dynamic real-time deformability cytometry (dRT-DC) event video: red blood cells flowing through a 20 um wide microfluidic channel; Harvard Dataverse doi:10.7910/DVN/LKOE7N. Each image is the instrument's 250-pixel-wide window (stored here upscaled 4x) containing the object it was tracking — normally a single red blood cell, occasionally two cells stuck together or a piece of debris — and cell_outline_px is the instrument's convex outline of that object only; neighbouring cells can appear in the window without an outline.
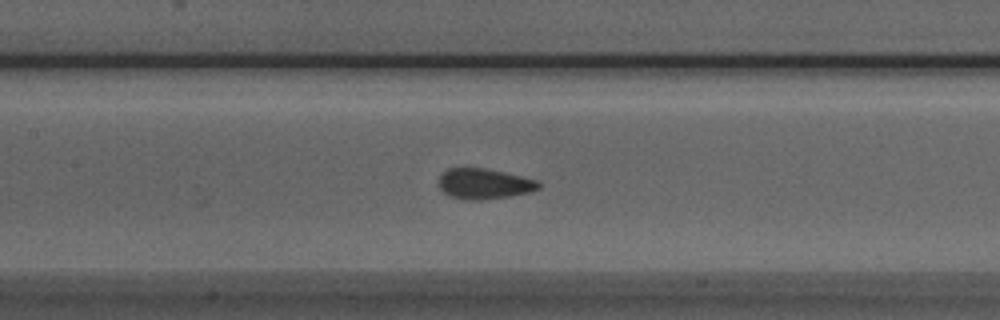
{"species": "Egyptian fruit bat (a non-hibernating species)", "species_latin": "Rousettus aegyptiacus", "temperature_condition": "room temperature", "stored_images_in_passage": 52, "segment_of_instrument_passage": [1, 2], "camera_frame_rate_fps": 3000, "um_per_image_px": 0.085, "animal": {"sex": "male"}, "frame": {"image": 1, "passage_image": 23, "time_ms": 7.333, "image_size_px": [1000, 320], "cell_outline_px": [[540, 188], [532, 192], [508, 196], [480, 200], [464, 200], [448, 196], [436, 184], [440, 172], [448, 168], [484, 168], [504, 172], [540, 180]], "centroid_in_image_um": [41.12, 15.62], "position_along_channel_um": 166.3, "area_um2": 18.15}}
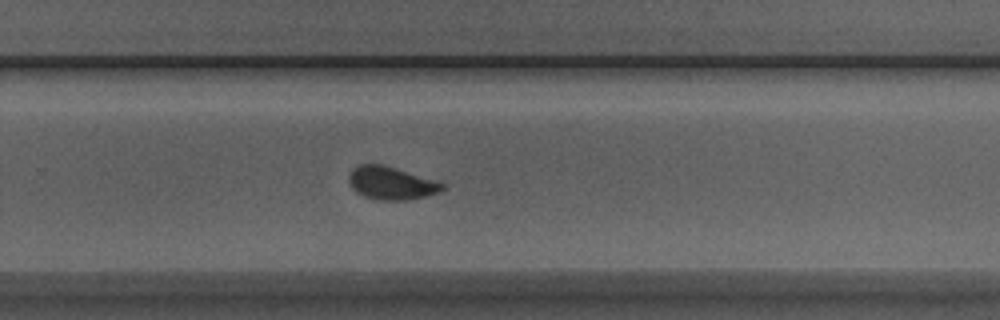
{"frame": {"image": 2, "passage_image": 33, "time_ms": 10.667, "image_size_px": [1000, 320], "cell_outline_px": [[444, 188], [440, 192], [408, 200], [376, 200], [364, 196], [356, 192], [352, 188], [348, 180], [348, 176], [352, 168], [360, 164], [384, 164], [436, 180], [444, 184]], "centroid_in_image_um": [33.23, 15.56], "position_along_channel_um": 296.6, "area_um2": 18.09}}
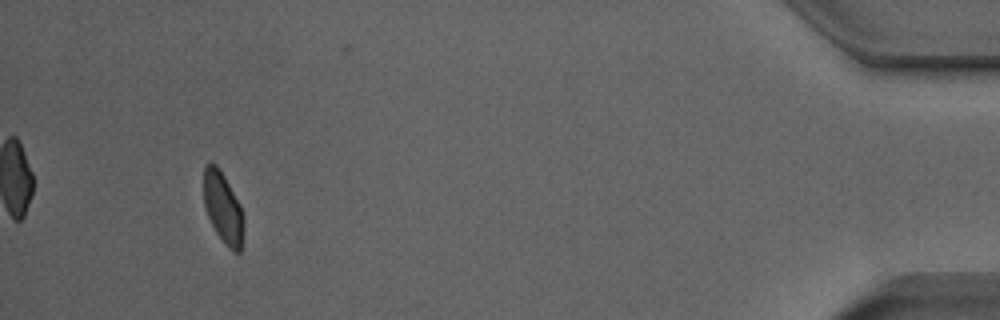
{"frame": {"image": 3, "passage_image": 48, "time_ms": 15.667, "image_size_px": [1000, 320], "cell_outline_px": [[244, 228], [240, 252], [232, 252], [228, 248], [216, 232], [208, 216], [204, 204], [204, 164], [208, 160], [212, 160], [216, 164], [224, 176], [240, 204], [244, 216]], "centroid_in_image_um": [18.96, 17.64], "position_along_channel_um": 416.2, "area_um2": 16.7}}